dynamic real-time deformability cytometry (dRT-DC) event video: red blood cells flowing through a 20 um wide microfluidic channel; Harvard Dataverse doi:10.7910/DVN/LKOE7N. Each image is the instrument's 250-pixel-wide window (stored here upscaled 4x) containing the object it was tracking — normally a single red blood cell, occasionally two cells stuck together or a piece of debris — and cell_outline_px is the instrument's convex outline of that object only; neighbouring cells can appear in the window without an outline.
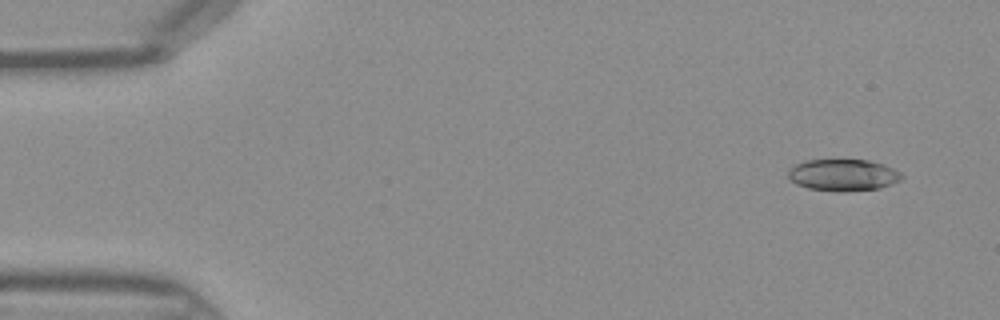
{"species": "Egyptian fruit bat (a non-hibernating species)", "species_latin": "Rousettus aegyptiacus", "temperature_condition": "warm", "stored_images_in_passage": 14, "camera_frame_rate_fps": 3000, "um_per_image_px": 0.085, "frame": {"image": 1, "passage_image": 3, "time_ms": 0.667, "image_size_px": [1000, 320], "cell_outline_px": [[904, 176], [900, 180], [892, 184], [880, 188], [844, 192], [836, 192], [808, 188], [796, 184], [788, 176], [788, 168], [796, 164], [808, 160], [868, 160], [884, 164], [900, 172]], "centroid_in_image_um": [71.67, 14.88], "position_along_channel_um": 13.3, "area_um2": 21.1}}
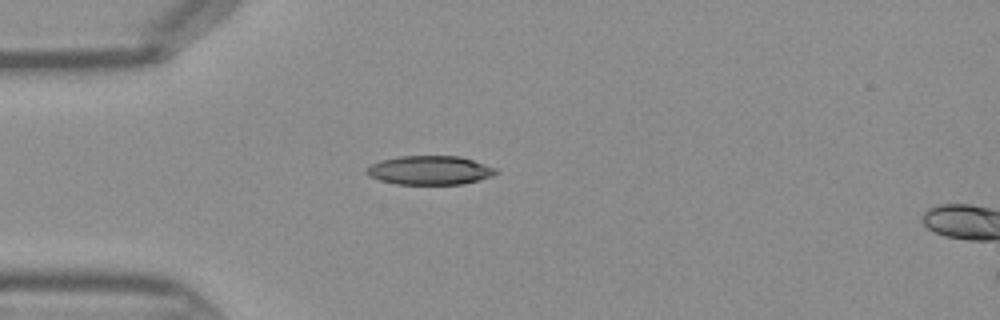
{"frame": {"image": 2, "passage_image": 12, "time_ms": 3.667, "image_size_px": [1000, 320], "cell_outline_px": [[500, 172], [492, 176], [464, 184], [396, 184], [380, 180], [368, 176], [364, 172], [364, 168], [380, 160], [400, 156], [460, 156], [496, 168]], "centroid_in_image_um": [36.5, 14.47], "position_along_channel_um": 48.5, "area_um2": 21.91}}